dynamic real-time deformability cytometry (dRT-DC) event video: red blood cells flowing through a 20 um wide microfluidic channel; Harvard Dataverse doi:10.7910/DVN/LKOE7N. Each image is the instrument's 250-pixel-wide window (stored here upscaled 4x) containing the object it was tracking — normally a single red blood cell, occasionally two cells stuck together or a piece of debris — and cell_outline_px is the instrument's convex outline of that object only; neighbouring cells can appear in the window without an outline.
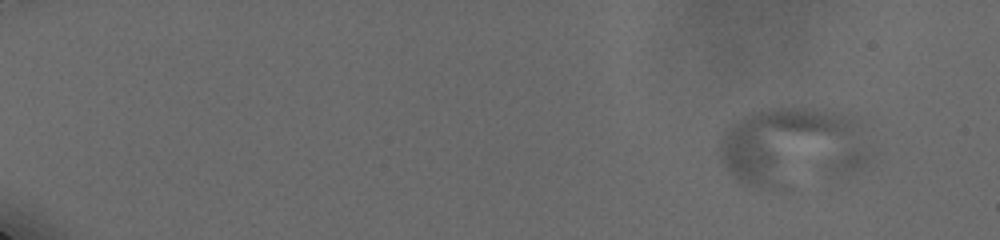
{"species": "human", "species_latin": "Homo sapiens", "temperature_condition": "cold", "stored_images_in_passage": 9, "camera_frame_rate_fps": 3000, "um_per_image_px": 0.085, "donor": {"sex": "male"}, "frame": {"image": 1, "passage_image": 1, "time_ms": 0.0, "image_size_px": [1000, 240], "cell_outline_px": [[868, 160], [860, 168], [852, 172], [840, 176], [776, 184], [748, 184], [736, 180], [720, 160], [720, 144], [724, 132], [736, 120], [744, 116], [768, 108], [824, 108], [840, 112], [852, 120], [868, 152]], "centroid_in_image_um": [67.31, 12.42], "position_along_channel_um": 17.7, "area_um2": 66.93}}
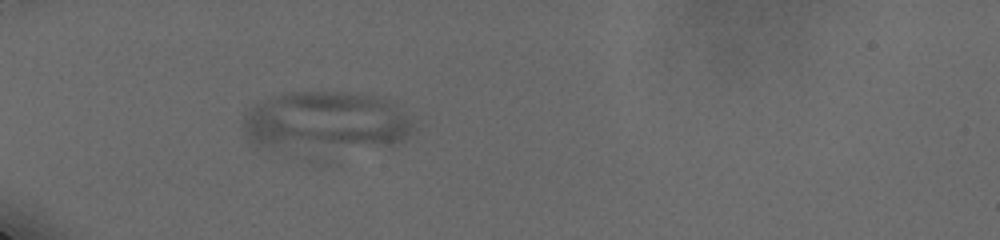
{"frame": {"image": 2, "passage_image": 7, "time_ms": 5.333, "image_size_px": [1000, 240], "cell_outline_px": [[416, 132], [392, 148], [264, 148], [252, 144], [244, 136], [244, 112], [248, 108], [256, 104], [292, 92], [360, 92], [380, 96], [388, 100], [408, 116], [416, 128]], "centroid_in_image_um": [27.78, 10.34], "position_along_channel_um": 57.2, "area_um2": 60.0}}